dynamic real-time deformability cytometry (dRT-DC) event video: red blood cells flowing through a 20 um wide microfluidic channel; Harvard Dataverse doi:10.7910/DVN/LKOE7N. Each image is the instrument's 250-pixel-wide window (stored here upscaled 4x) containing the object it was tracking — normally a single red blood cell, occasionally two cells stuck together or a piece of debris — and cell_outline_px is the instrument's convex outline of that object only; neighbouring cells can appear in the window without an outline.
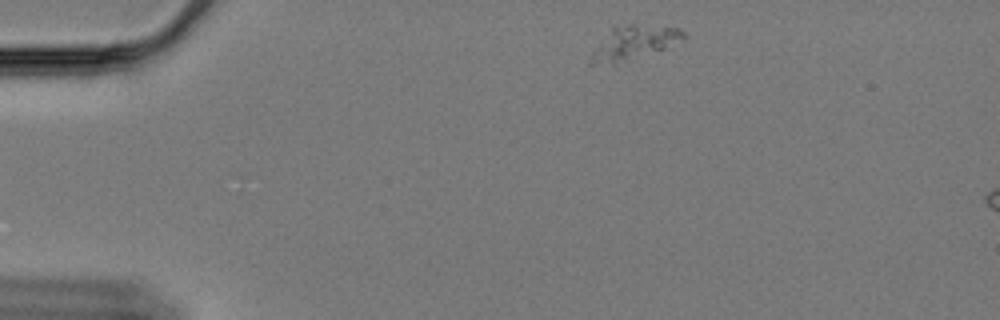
{"species": "Egyptian fruit bat (a non-hibernating species)", "species_latin": "Rousettus aegyptiacus", "temperature_condition": "cold", "stored_images_in_passage": 8, "camera_frame_rate_fps": 3000, "um_per_image_px": 0.085, "animal": {"sex": "female"}, "frame": {"image": 1, "passage_image": 1, "time_ms": 0.0, "image_size_px": [1000, 320], "cell_outline_px": [[688, 36], [684, 40], [664, 48], [612, 64], [588, 64], [588, 60], [592, 52], [612, 28], [616, 24], [632, 24], [680, 28]], "centroid_in_image_um": [53.88, 3.6], "position_along_channel_um": 31.1, "area_um2": 17.8}}